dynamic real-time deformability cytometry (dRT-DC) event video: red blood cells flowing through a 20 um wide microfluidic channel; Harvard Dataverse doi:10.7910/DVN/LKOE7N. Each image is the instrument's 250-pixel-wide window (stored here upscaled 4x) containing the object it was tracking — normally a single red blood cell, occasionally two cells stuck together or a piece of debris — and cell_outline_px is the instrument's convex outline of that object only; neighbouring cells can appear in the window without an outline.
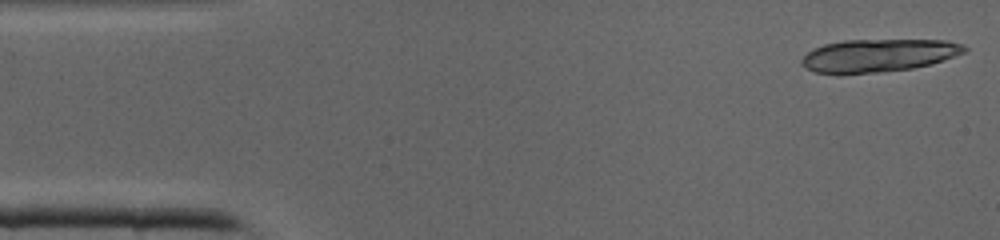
{"species": "common noctule bat (a hibernating species)", "species_latin": "Nyctalus noctula", "temperature_condition": "cold", "stored_images_in_passage": 12, "camera_frame_rate_fps": 3000, "um_per_image_px": 0.085, "animal": {"sex": "male", "body_mass_g": 19.0, "forearm_length_mm": 50.8}, "frame": {"image": 1, "passage_image": 1, "time_ms": 0.0, "image_size_px": [1000, 240], "cell_outline_px": [[968, 52], [928, 64], [912, 68], [876, 72], [836, 76], [816, 72], [800, 64], [800, 60], [812, 48], [824, 44], [844, 40], [948, 40], [964, 44], [968, 48]], "centroid_in_image_um": [74.63, 4.72], "position_along_channel_um": 10.4, "area_um2": 31.56}}